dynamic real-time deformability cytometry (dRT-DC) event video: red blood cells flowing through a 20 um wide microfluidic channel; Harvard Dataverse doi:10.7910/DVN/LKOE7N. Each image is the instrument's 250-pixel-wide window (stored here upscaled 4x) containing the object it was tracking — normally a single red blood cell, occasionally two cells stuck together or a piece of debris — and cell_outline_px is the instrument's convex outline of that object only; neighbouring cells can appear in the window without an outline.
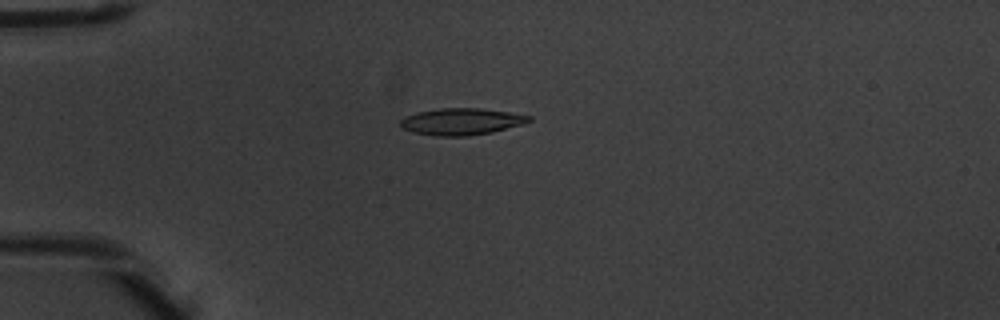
{"species": "common noctule bat (a hibernating species)", "species_latin": "Nyctalus noctula", "temperature_condition": "warm", "stored_images_in_passage": 6, "camera_frame_rate_fps": 3000, "um_per_image_px": 0.085, "animal": {"sex": "male", "body_mass_g": 20.1, "forearm_length_mm": 53.5}, "frame": {"image": 1, "passage_image": 5, "time_ms": 1.333, "image_size_px": [1000, 320], "cell_outline_px": [[532, 120], [524, 124], [492, 132], [468, 136], [436, 136], [416, 132], [404, 128], [400, 124], [400, 120], [404, 116], [416, 112], [440, 108], [480, 108], [508, 112], [532, 116]], "centroid_in_image_um": [39.24, 10.32], "position_along_channel_um": 45.8, "area_um2": 20.0}}